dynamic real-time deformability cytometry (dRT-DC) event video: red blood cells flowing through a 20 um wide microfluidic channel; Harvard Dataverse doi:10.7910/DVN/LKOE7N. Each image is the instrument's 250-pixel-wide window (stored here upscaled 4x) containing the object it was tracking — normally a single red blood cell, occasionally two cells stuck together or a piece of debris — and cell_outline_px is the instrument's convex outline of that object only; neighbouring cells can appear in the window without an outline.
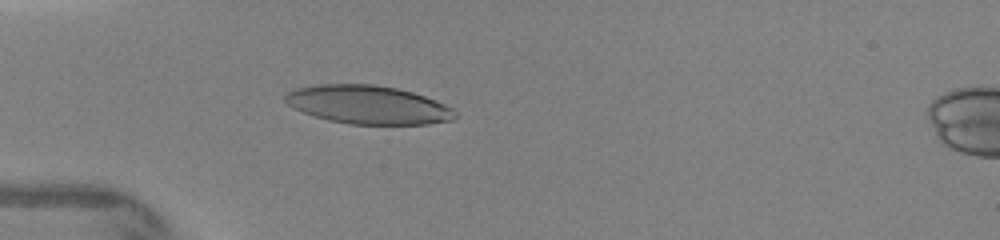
{"species": "human", "species_latin": "Homo sapiens", "temperature_condition": "warm", "stored_images_in_passage": 14, "camera_frame_rate_fps": 3000, "um_per_image_px": 0.085, "donor": {"sex": "female"}, "frame": {"image": 1, "passage_image": 7, "time_ms": 3.667, "image_size_px": [1000, 240], "cell_outline_px": [[456, 116], [452, 120], [428, 124], [348, 124], [328, 120], [292, 108], [284, 100], [284, 96], [288, 92], [296, 88], [316, 84], [372, 84], [396, 88], [412, 92], [436, 100], [452, 108]], "centroid_in_image_um": [31.26, 8.9], "position_along_channel_um": 53.7, "area_um2": 37.97}}
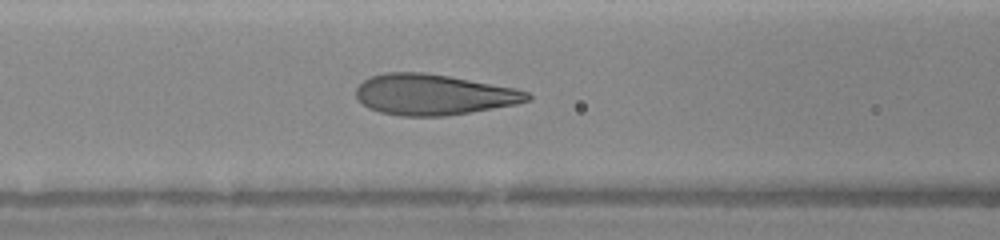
{"frame": {"image": 2, "passage_image": 12, "time_ms": 5.667, "image_size_px": [1000, 240], "cell_outline_px": [[532, 100], [516, 104], [444, 116], [400, 116], [380, 112], [368, 108], [356, 96], [356, 88], [364, 80], [372, 76], [384, 72], [424, 72], [448, 76], [516, 88], [528, 92], [532, 96]], "centroid_in_image_um": [36.85, 8.04], "position_along_channel_um": 129.8, "area_um2": 40.52}}
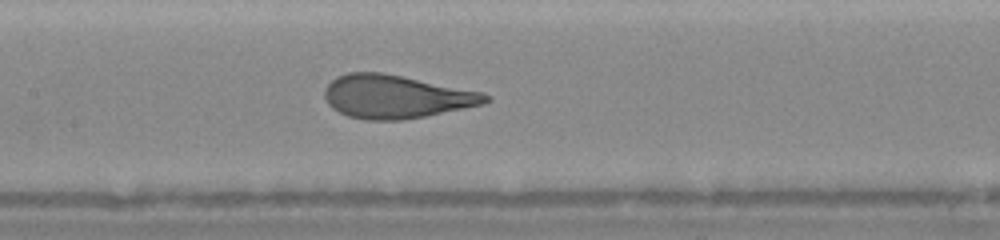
{"frame": {"image": 3, "passage_image": 14, "time_ms": 6.667, "image_size_px": [1000, 240], "cell_outline_px": [[492, 100], [484, 104], [404, 120], [364, 120], [348, 116], [332, 108], [328, 104], [324, 96], [324, 88], [336, 76], [348, 72], [384, 72], [484, 92]], "centroid_in_image_um": [33.65, 8.2], "position_along_channel_um": 173.8, "area_um2": 40.81}}